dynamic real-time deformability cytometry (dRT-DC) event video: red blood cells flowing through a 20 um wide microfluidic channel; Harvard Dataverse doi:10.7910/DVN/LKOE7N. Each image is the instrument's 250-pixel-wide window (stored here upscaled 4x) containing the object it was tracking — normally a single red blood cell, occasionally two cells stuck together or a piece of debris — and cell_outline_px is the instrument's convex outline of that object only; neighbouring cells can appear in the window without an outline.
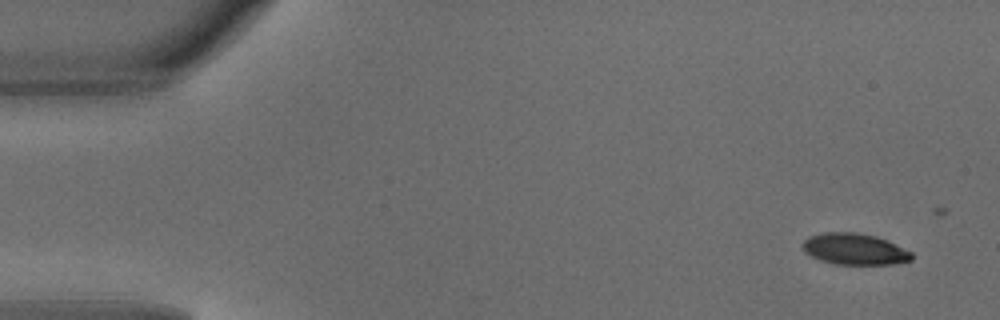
{"species": "common noctule bat (a hibernating species)", "species_latin": "Nyctalus noctula", "temperature_condition": "warm", "stored_images_in_passage": 4, "segment_of_instrument_passage": [2, 2], "camera_frame_rate_fps": 3000, "um_per_image_px": 0.085, "animal": {"sex": "male", "body_mass_g": 18.8}, "frame": {"image": 1, "passage_image": 4, "time_ms": 1.0, "image_size_px": [1000, 320], "cell_outline_px": [[912, 260], [896, 264], [836, 264], [820, 260], [804, 252], [800, 244], [808, 236], [824, 232], [856, 232], [876, 236], [888, 240], [912, 252]], "centroid_in_image_um": [72.62, 21.16], "position_along_channel_um": 12.4, "area_um2": 20.11}}